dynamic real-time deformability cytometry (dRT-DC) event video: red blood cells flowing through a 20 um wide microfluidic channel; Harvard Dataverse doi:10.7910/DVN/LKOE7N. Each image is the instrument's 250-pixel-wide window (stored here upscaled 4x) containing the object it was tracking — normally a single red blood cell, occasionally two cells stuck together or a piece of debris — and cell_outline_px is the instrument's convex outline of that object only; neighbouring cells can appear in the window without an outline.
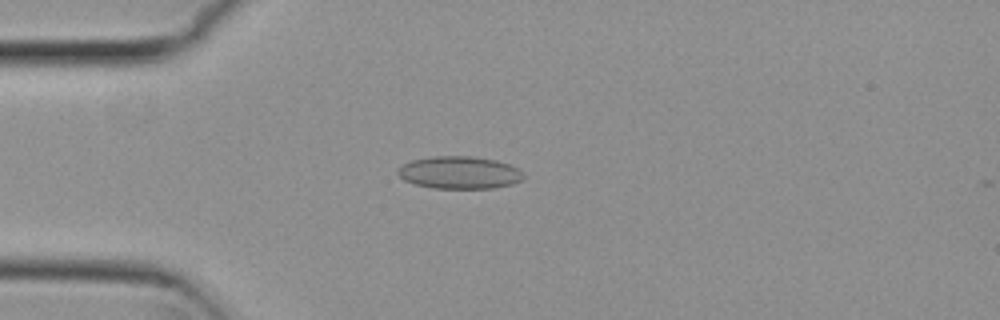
{"species": "common noctule bat (a hibernating species)", "species_latin": "Nyctalus noctula", "temperature_condition": "cold", "stored_images_in_passage": 35, "camera_frame_rate_fps": 3000, "um_per_image_px": 0.085, "animal": {"sex": "female", "body_mass_g": 29.2, "forearm_length_mm": 56.3}, "frame": {"image": 1, "passage_image": 1, "time_ms": 0.0, "image_size_px": [1000, 320], "cell_outline_px": [[524, 176], [520, 180], [512, 184], [496, 188], [432, 188], [416, 184], [404, 180], [396, 172], [396, 168], [412, 160], [432, 156], [468, 156], [496, 160], [508, 164], [524, 172]], "centroid_in_image_um": [39.04, 14.67], "position_along_channel_um": 46.0, "area_um2": 23.76}}
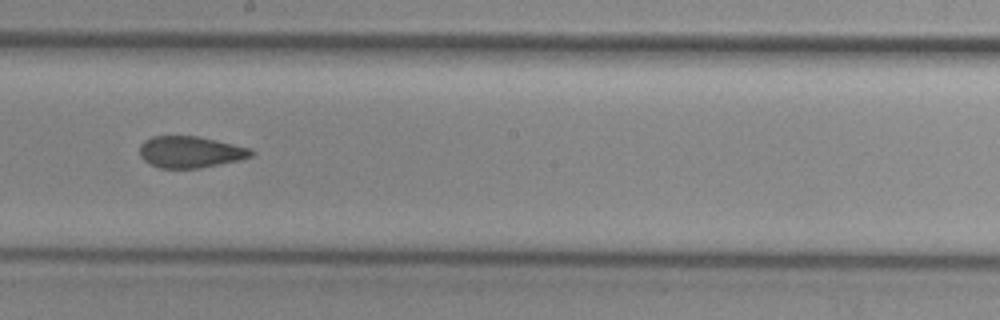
{"frame": {"image": 2, "passage_image": 17, "time_ms": 5.333, "image_size_px": [1000, 320], "cell_outline_px": [[256, 152], [252, 156], [240, 160], [200, 168], [160, 168], [148, 164], [140, 156], [140, 144], [144, 140], [152, 136], [196, 136], [216, 140], [252, 148]], "centroid_in_image_um": [16.19, 12.92], "position_along_channel_um": 232.0, "area_um2": 20.69}}
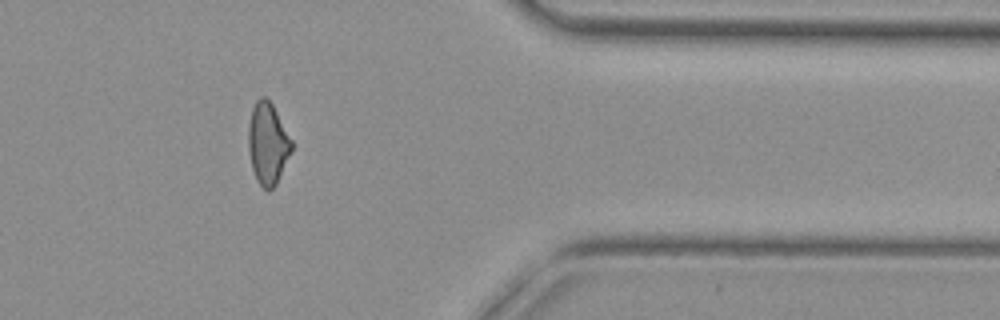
{"frame": {"image": 3, "passage_image": 31, "time_ms": 10.0, "image_size_px": [1000, 320], "cell_outline_px": [[292, 148], [276, 184], [268, 192], [256, 180], [252, 168], [248, 148], [248, 128], [252, 108], [256, 100], [260, 96], [264, 96], [272, 104], [292, 140]], "centroid_in_image_um": [22.74, 12.19], "position_along_channel_um": 388.7, "area_um2": 20.35}, "authors_computed_cell_mechanics": {"area_um2": 21.1548, "velocity_mm_per_s": 3.7976, "shape_relaxation_time_tau1_ms": null, "shape_relaxation_time_tau2_ms": 2.0924, "deformation_change_tau1": null, "deformation_change_tau2": 0.0756}}